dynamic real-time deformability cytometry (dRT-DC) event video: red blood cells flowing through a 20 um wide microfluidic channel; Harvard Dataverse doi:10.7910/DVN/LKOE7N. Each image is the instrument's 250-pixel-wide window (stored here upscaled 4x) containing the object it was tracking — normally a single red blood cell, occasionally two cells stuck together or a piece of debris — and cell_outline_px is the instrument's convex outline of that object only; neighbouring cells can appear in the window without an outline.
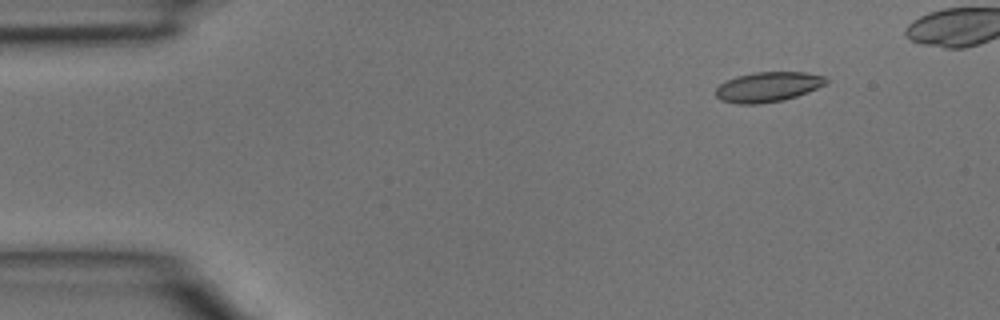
{"species": "common noctule bat (a hibernating species)", "species_latin": "Nyctalus noctula", "temperature_condition": "room temperature", "stored_images_in_passage": 4, "camera_frame_rate_fps": 3000, "um_per_image_px": 0.085, "animal": {"sex": "male", "body_mass_g": 15.6}, "frame": {"image": 1, "passage_image": 1, "time_ms": 0.0, "image_size_px": [1000, 320], "cell_outline_px": [[828, 84], [808, 92], [784, 100], [756, 104], [736, 104], [720, 100], [716, 96], [716, 88], [720, 84], [736, 76], [752, 72], [804, 72], [824, 76], [828, 80]], "centroid_in_image_um": [65.28, 7.39], "position_along_channel_um": 19.7, "area_um2": 19.36}}